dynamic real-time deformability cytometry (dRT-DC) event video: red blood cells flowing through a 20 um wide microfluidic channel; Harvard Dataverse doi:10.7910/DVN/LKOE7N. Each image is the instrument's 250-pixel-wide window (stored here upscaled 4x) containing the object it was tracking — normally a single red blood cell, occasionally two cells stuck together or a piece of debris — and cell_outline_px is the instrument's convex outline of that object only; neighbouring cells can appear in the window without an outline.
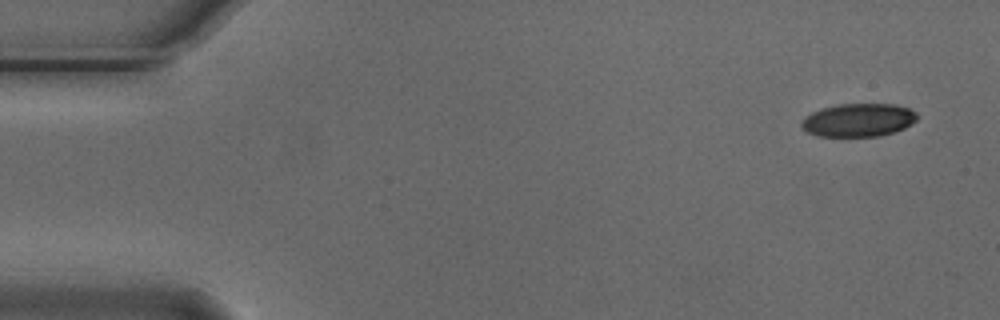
{"species": "Egyptian fruit bat (a non-hibernating species)", "species_latin": "Rousettus aegyptiacus", "temperature_condition": "cold", "stored_images_in_passage": 7, "segment_of_instrument_passage": [2, 2], "camera_frame_rate_fps": 3000, "um_per_image_px": 0.085, "animal": {"sex": "male"}, "frame": {"image": 1, "passage_image": 7, "time_ms": 2.0, "image_size_px": [1000, 320], "cell_outline_px": [[916, 120], [912, 124], [904, 128], [892, 132], [876, 136], [820, 136], [808, 132], [800, 128], [800, 124], [804, 116], [820, 108], [840, 104], [896, 104], [908, 108], [916, 112]], "centroid_in_image_um": [72.93, 10.19], "position_along_channel_um": 12.1, "area_um2": 22.37}}